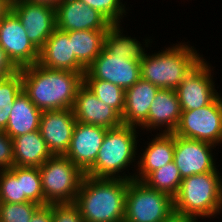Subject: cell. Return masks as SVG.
I'll return each instance as SVG.
<instances>
[{
	"label": "cell",
	"mask_w": 222,
	"mask_h": 222,
	"mask_svg": "<svg viewBox=\"0 0 222 222\" xmlns=\"http://www.w3.org/2000/svg\"><path fill=\"white\" fill-rule=\"evenodd\" d=\"M20 71L23 91L42 112L72 109L84 73L53 70L38 63Z\"/></svg>",
	"instance_id": "1"
},
{
	"label": "cell",
	"mask_w": 222,
	"mask_h": 222,
	"mask_svg": "<svg viewBox=\"0 0 222 222\" xmlns=\"http://www.w3.org/2000/svg\"><path fill=\"white\" fill-rule=\"evenodd\" d=\"M129 181L85 175L74 202L84 222H124Z\"/></svg>",
	"instance_id": "2"
},
{
	"label": "cell",
	"mask_w": 222,
	"mask_h": 222,
	"mask_svg": "<svg viewBox=\"0 0 222 222\" xmlns=\"http://www.w3.org/2000/svg\"><path fill=\"white\" fill-rule=\"evenodd\" d=\"M136 128L122 124L119 127L107 129L97 159L85 175L95 178L133 180L134 176L130 175L131 173L127 175L122 172L138 160L135 159L138 144Z\"/></svg>",
	"instance_id": "3"
},
{
	"label": "cell",
	"mask_w": 222,
	"mask_h": 222,
	"mask_svg": "<svg viewBox=\"0 0 222 222\" xmlns=\"http://www.w3.org/2000/svg\"><path fill=\"white\" fill-rule=\"evenodd\" d=\"M167 48L152 55L145 54L141 61V78L160 89L176 90L203 56L193 46L182 42Z\"/></svg>",
	"instance_id": "4"
},
{
	"label": "cell",
	"mask_w": 222,
	"mask_h": 222,
	"mask_svg": "<svg viewBox=\"0 0 222 222\" xmlns=\"http://www.w3.org/2000/svg\"><path fill=\"white\" fill-rule=\"evenodd\" d=\"M174 212L196 218H211L222 213V177L207 172L183 178L173 198Z\"/></svg>",
	"instance_id": "5"
},
{
	"label": "cell",
	"mask_w": 222,
	"mask_h": 222,
	"mask_svg": "<svg viewBox=\"0 0 222 222\" xmlns=\"http://www.w3.org/2000/svg\"><path fill=\"white\" fill-rule=\"evenodd\" d=\"M45 205L74 203L85 174L64 155H53L39 167Z\"/></svg>",
	"instance_id": "6"
},
{
	"label": "cell",
	"mask_w": 222,
	"mask_h": 222,
	"mask_svg": "<svg viewBox=\"0 0 222 222\" xmlns=\"http://www.w3.org/2000/svg\"><path fill=\"white\" fill-rule=\"evenodd\" d=\"M173 212L172 197L148 187L143 181H129L124 222H163Z\"/></svg>",
	"instance_id": "7"
},
{
	"label": "cell",
	"mask_w": 222,
	"mask_h": 222,
	"mask_svg": "<svg viewBox=\"0 0 222 222\" xmlns=\"http://www.w3.org/2000/svg\"><path fill=\"white\" fill-rule=\"evenodd\" d=\"M182 138L205 141L216 146L222 143V97L219 94L209 105L182 111L173 132Z\"/></svg>",
	"instance_id": "8"
},
{
	"label": "cell",
	"mask_w": 222,
	"mask_h": 222,
	"mask_svg": "<svg viewBox=\"0 0 222 222\" xmlns=\"http://www.w3.org/2000/svg\"><path fill=\"white\" fill-rule=\"evenodd\" d=\"M141 78V62L127 59L125 55L111 54L105 47L86 69L83 80H103L123 90L133 86Z\"/></svg>",
	"instance_id": "9"
},
{
	"label": "cell",
	"mask_w": 222,
	"mask_h": 222,
	"mask_svg": "<svg viewBox=\"0 0 222 222\" xmlns=\"http://www.w3.org/2000/svg\"><path fill=\"white\" fill-rule=\"evenodd\" d=\"M211 67L202 58L175 90L182 111L209 105L219 95L215 89Z\"/></svg>",
	"instance_id": "10"
},
{
	"label": "cell",
	"mask_w": 222,
	"mask_h": 222,
	"mask_svg": "<svg viewBox=\"0 0 222 222\" xmlns=\"http://www.w3.org/2000/svg\"><path fill=\"white\" fill-rule=\"evenodd\" d=\"M11 10L20 19L31 43L40 50L57 28L55 7L15 0L11 2Z\"/></svg>",
	"instance_id": "11"
},
{
	"label": "cell",
	"mask_w": 222,
	"mask_h": 222,
	"mask_svg": "<svg viewBox=\"0 0 222 222\" xmlns=\"http://www.w3.org/2000/svg\"><path fill=\"white\" fill-rule=\"evenodd\" d=\"M0 46L19 69L38 63L39 50L31 43L12 10L0 21Z\"/></svg>",
	"instance_id": "12"
},
{
	"label": "cell",
	"mask_w": 222,
	"mask_h": 222,
	"mask_svg": "<svg viewBox=\"0 0 222 222\" xmlns=\"http://www.w3.org/2000/svg\"><path fill=\"white\" fill-rule=\"evenodd\" d=\"M214 144L175 135L174 162L183 178L207 172H219L212 150Z\"/></svg>",
	"instance_id": "13"
},
{
	"label": "cell",
	"mask_w": 222,
	"mask_h": 222,
	"mask_svg": "<svg viewBox=\"0 0 222 222\" xmlns=\"http://www.w3.org/2000/svg\"><path fill=\"white\" fill-rule=\"evenodd\" d=\"M107 128L76 121L66 156L84 174L95 163Z\"/></svg>",
	"instance_id": "14"
},
{
	"label": "cell",
	"mask_w": 222,
	"mask_h": 222,
	"mask_svg": "<svg viewBox=\"0 0 222 222\" xmlns=\"http://www.w3.org/2000/svg\"><path fill=\"white\" fill-rule=\"evenodd\" d=\"M76 118L72 109L43 111L39 132L52 155H65L73 135Z\"/></svg>",
	"instance_id": "15"
},
{
	"label": "cell",
	"mask_w": 222,
	"mask_h": 222,
	"mask_svg": "<svg viewBox=\"0 0 222 222\" xmlns=\"http://www.w3.org/2000/svg\"><path fill=\"white\" fill-rule=\"evenodd\" d=\"M56 27L62 31L108 30L111 23L80 0H63L56 7Z\"/></svg>",
	"instance_id": "16"
},
{
	"label": "cell",
	"mask_w": 222,
	"mask_h": 222,
	"mask_svg": "<svg viewBox=\"0 0 222 222\" xmlns=\"http://www.w3.org/2000/svg\"><path fill=\"white\" fill-rule=\"evenodd\" d=\"M76 121L112 129L121 126V116L110 106L100 101L84 84L76 94L72 107Z\"/></svg>",
	"instance_id": "17"
},
{
	"label": "cell",
	"mask_w": 222,
	"mask_h": 222,
	"mask_svg": "<svg viewBox=\"0 0 222 222\" xmlns=\"http://www.w3.org/2000/svg\"><path fill=\"white\" fill-rule=\"evenodd\" d=\"M38 64L53 70L85 73L86 69L78 62L72 52V41L66 31L58 28L39 50Z\"/></svg>",
	"instance_id": "18"
},
{
	"label": "cell",
	"mask_w": 222,
	"mask_h": 222,
	"mask_svg": "<svg viewBox=\"0 0 222 222\" xmlns=\"http://www.w3.org/2000/svg\"><path fill=\"white\" fill-rule=\"evenodd\" d=\"M182 110L175 90L159 89L150 106L147 121L141 129L151 131L162 129L159 133H173L176 129ZM162 127H165L164 129Z\"/></svg>",
	"instance_id": "19"
},
{
	"label": "cell",
	"mask_w": 222,
	"mask_h": 222,
	"mask_svg": "<svg viewBox=\"0 0 222 222\" xmlns=\"http://www.w3.org/2000/svg\"><path fill=\"white\" fill-rule=\"evenodd\" d=\"M159 89L158 86L142 78L126 89L122 123L140 128L148 119L150 106Z\"/></svg>",
	"instance_id": "20"
},
{
	"label": "cell",
	"mask_w": 222,
	"mask_h": 222,
	"mask_svg": "<svg viewBox=\"0 0 222 222\" xmlns=\"http://www.w3.org/2000/svg\"><path fill=\"white\" fill-rule=\"evenodd\" d=\"M147 145L137 161L138 167L135 173L139 174H132L137 181H143L151 172L174 160L175 135L173 133H158Z\"/></svg>",
	"instance_id": "21"
},
{
	"label": "cell",
	"mask_w": 222,
	"mask_h": 222,
	"mask_svg": "<svg viewBox=\"0 0 222 222\" xmlns=\"http://www.w3.org/2000/svg\"><path fill=\"white\" fill-rule=\"evenodd\" d=\"M42 111L22 90L15 98L6 128L3 130L10 138L39 130Z\"/></svg>",
	"instance_id": "22"
},
{
	"label": "cell",
	"mask_w": 222,
	"mask_h": 222,
	"mask_svg": "<svg viewBox=\"0 0 222 222\" xmlns=\"http://www.w3.org/2000/svg\"><path fill=\"white\" fill-rule=\"evenodd\" d=\"M14 166L40 167L53 155L39 130L13 139Z\"/></svg>",
	"instance_id": "23"
},
{
	"label": "cell",
	"mask_w": 222,
	"mask_h": 222,
	"mask_svg": "<svg viewBox=\"0 0 222 222\" xmlns=\"http://www.w3.org/2000/svg\"><path fill=\"white\" fill-rule=\"evenodd\" d=\"M107 30H80L68 31L72 41V52L78 62L87 69L100 55L104 48V39Z\"/></svg>",
	"instance_id": "24"
},
{
	"label": "cell",
	"mask_w": 222,
	"mask_h": 222,
	"mask_svg": "<svg viewBox=\"0 0 222 222\" xmlns=\"http://www.w3.org/2000/svg\"><path fill=\"white\" fill-rule=\"evenodd\" d=\"M120 23L111 24L104 39V47L111 54L125 55L127 59L141 62L145 56V47L136 38L123 35ZM144 47V48H143Z\"/></svg>",
	"instance_id": "25"
},
{
	"label": "cell",
	"mask_w": 222,
	"mask_h": 222,
	"mask_svg": "<svg viewBox=\"0 0 222 222\" xmlns=\"http://www.w3.org/2000/svg\"><path fill=\"white\" fill-rule=\"evenodd\" d=\"M182 177L174 161L151 172L143 182L150 188L174 198L179 191Z\"/></svg>",
	"instance_id": "26"
},
{
	"label": "cell",
	"mask_w": 222,
	"mask_h": 222,
	"mask_svg": "<svg viewBox=\"0 0 222 222\" xmlns=\"http://www.w3.org/2000/svg\"><path fill=\"white\" fill-rule=\"evenodd\" d=\"M83 84L100 101L113 108L122 117L125 106V90L103 80H83Z\"/></svg>",
	"instance_id": "27"
},
{
	"label": "cell",
	"mask_w": 222,
	"mask_h": 222,
	"mask_svg": "<svg viewBox=\"0 0 222 222\" xmlns=\"http://www.w3.org/2000/svg\"><path fill=\"white\" fill-rule=\"evenodd\" d=\"M23 90L21 71L0 79V130H4L9 120L15 98Z\"/></svg>",
	"instance_id": "28"
},
{
	"label": "cell",
	"mask_w": 222,
	"mask_h": 222,
	"mask_svg": "<svg viewBox=\"0 0 222 222\" xmlns=\"http://www.w3.org/2000/svg\"><path fill=\"white\" fill-rule=\"evenodd\" d=\"M17 179H21L22 195L40 206L45 205L42 181L38 167L17 166Z\"/></svg>",
	"instance_id": "29"
},
{
	"label": "cell",
	"mask_w": 222,
	"mask_h": 222,
	"mask_svg": "<svg viewBox=\"0 0 222 222\" xmlns=\"http://www.w3.org/2000/svg\"><path fill=\"white\" fill-rule=\"evenodd\" d=\"M30 202L22 195L21 179H17V166L0 170V203Z\"/></svg>",
	"instance_id": "30"
},
{
	"label": "cell",
	"mask_w": 222,
	"mask_h": 222,
	"mask_svg": "<svg viewBox=\"0 0 222 222\" xmlns=\"http://www.w3.org/2000/svg\"><path fill=\"white\" fill-rule=\"evenodd\" d=\"M40 205L34 202L0 203V222H30Z\"/></svg>",
	"instance_id": "31"
},
{
	"label": "cell",
	"mask_w": 222,
	"mask_h": 222,
	"mask_svg": "<svg viewBox=\"0 0 222 222\" xmlns=\"http://www.w3.org/2000/svg\"><path fill=\"white\" fill-rule=\"evenodd\" d=\"M89 7L101 13L111 24L120 23L126 15L125 4L122 0H80Z\"/></svg>",
	"instance_id": "32"
},
{
	"label": "cell",
	"mask_w": 222,
	"mask_h": 222,
	"mask_svg": "<svg viewBox=\"0 0 222 222\" xmlns=\"http://www.w3.org/2000/svg\"><path fill=\"white\" fill-rule=\"evenodd\" d=\"M52 222H84L74 203L52 204Z\"/></svg>",
	"instance_id": "33"
},
{
	"label": "cell",
	"mask_w": 222,
	"mask_h": 222,
	"mask_svg": "<svg viewBox=\"0 0 222 222\" xmlns=\"http://www.w3.org/2000/svg\"><path fill=\"white\" fill-rule=\"evenodd\" d=\"M14 166L13 140L3 130H0V170Z\"/></svg>",
	"instance_id": "34"
},
{
	"label": "cell",
	"mask_w": 222,
	"mask_h": 222,
	"mask_svg": "<svg viewBox=\"0 0 222 222\" xmlns=\"http://www.w3.org/2000/svg\"><path fill=\"white\" fill-rule=\"evenodd\" d=\"M20 69L12 62L5 50L0 46V79L17 73Z\"/></svg>",
	"instance_id": "35"
},
{
	"label": "cell",
	"mask_w": 222,
	"mask_h": 222,
	"mask_svg": "<svg viewBox=\"0 0 222 222\" xmlns=\"http://www.w3.org/2000/svg\"><path fill=\"white\" fill-rule=\"evenodd\" d=\"M30 222H52V204L40 206L34 212Z\"/></svg>",
	"instance_id": "36"
},
{
	"label": "cell",
	"mask_w": 222,
	"mask_h": 222,
	"mask_svg": "<svg viewBox=\"0 0 222 222\" xmlns=\"http://www.w3.org/2000/svg\"><path fill=\"white\" fill-rule=\"evenodd\" d=\"M198 218L190 215H182L176 212H173L168 218L163 222H197Z\"/></svg>",
	"instance_id": "37"
},
{
	"label": "cell",
	"mask_w": 222,
	"mask_h": 222,
	"mask_svg": "<svg viewBox=\"0 0 222 222\" xmlns=\"http://www.w3.org/2000/svg\"><path fill=\"white\" fill-rule=\"evenodd\" d=\"M11 10V0H0V21Z\"/></svg>",
	"instance_id": "38"
},
{
	"label": "cell",
	"mask_w": 222,
	"mask_h": 222,
	"mask_svg": "<svg viewBox=\"0 0 222 222\" xmlns=\"http://www.w3.org/2000/svg\"><path fill=\"white\" fill-rule=\"evenodd\" d=\"M28 1L36 3V4H43V5L56 7L63 0H28Z\"/></svg>",
	"instance_id": "39"
}]
</instances>
